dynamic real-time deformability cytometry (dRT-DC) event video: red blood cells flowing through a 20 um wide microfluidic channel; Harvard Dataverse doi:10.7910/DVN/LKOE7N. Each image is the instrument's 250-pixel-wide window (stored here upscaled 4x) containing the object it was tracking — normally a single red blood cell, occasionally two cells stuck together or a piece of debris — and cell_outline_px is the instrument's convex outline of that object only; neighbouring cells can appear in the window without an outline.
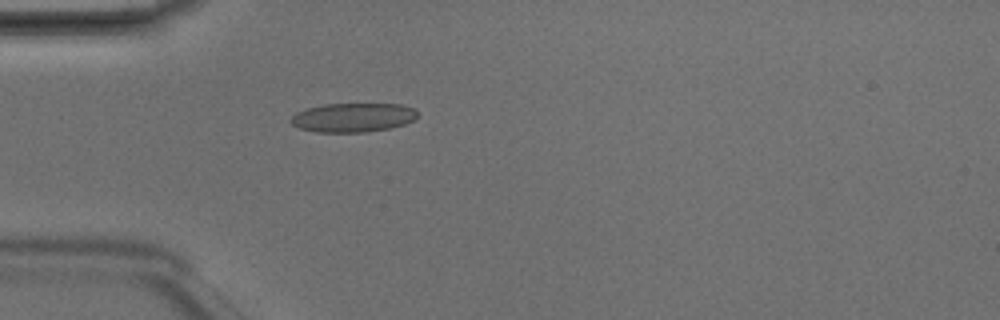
{"species": "Egyptian fruit bat (a non-hibernating species)", "species_latin": "Rousettus aegyptiacus", "temperature_condition": "room temperature", "stored_images_in_passage": 2, "camera_frame_rate_fps": 3000, "um_per_image_px": 0.085, "animal": {"sex": "male"}, "frame": {"image": 1, "passage_image": 2, "time_ms": 0.333, "image_size_px": [1000, 320], "cell_outline_px": [[416, 116], [412, 120], [404, 124], [388, 128], [364, 132], [316, 132], [296, 128], [288, 120], [296, 112], [308, 108], [324, 104], [400, 104], [416, 108]], "centroid_in_image_um": [29.95, 9.99], "position_along_channel_um": 55.1, "area_um2": 21.44}}